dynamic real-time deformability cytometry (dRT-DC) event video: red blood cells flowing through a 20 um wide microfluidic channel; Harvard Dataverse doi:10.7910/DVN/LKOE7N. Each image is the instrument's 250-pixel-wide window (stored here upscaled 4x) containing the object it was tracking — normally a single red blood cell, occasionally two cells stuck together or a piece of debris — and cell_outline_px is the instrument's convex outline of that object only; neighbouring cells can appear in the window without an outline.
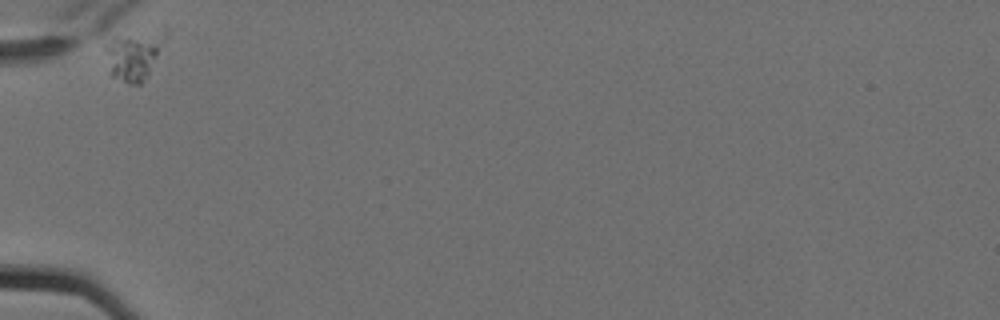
{"species": "Egyptian fruit bat (a non-hibernating species)", "species_latin": "Rousettus aegyptiacus", "temperature_condition": "cold", "stored_images_in_passage": 5, "camera_frame_rate_fps": 3000, "um_per_image_px": 0.085, "animal": {"sex": "female"}, "frame": {"image": 1, "passage_image": 1, "time_ms": 0.0, "image_size_px": [1000, 320], "cell_outline_px": [[168, 36], [148, 76], [140, 84], [128, 84], [112, 76], [104, 48], [116, 40], [164, 24], [168, 28]], "centroid_in_image_um": [11.56, 4.63], "position_along_channel_um": 73.4, "area_um2": 17.17}}
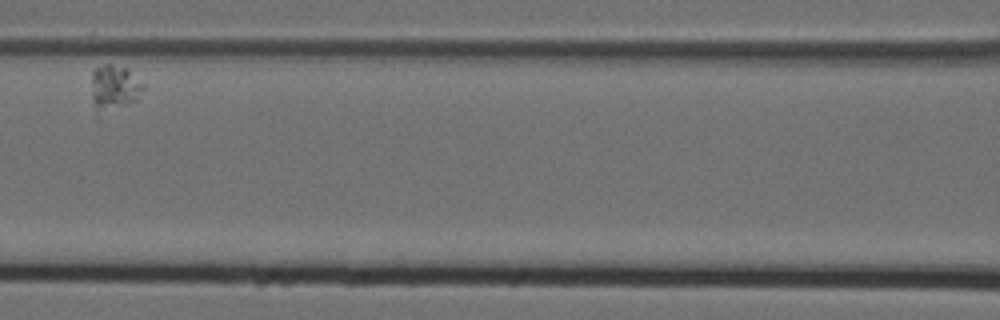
{"frame": {"image": 2, "passage_image": 3, "time_ms": 0.667, "image_size_px": [1000, 320], "cell_outline_px": [[144, 88], [136, 100], [128, 104], [96, 104], [92, 100], [92, 68], [104, 64], [112, 64], [128, 68], [144, 84]], "centroid_in_image_um": [9.77, 7.24], "position_along_channel_um": 156.8, "area_um2": 12.48}}
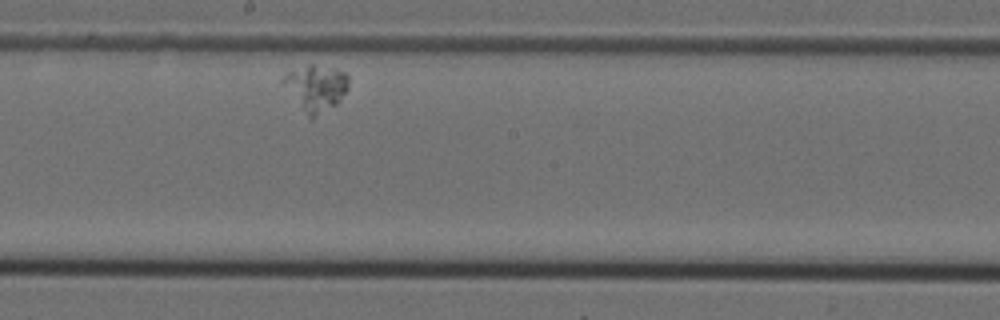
{"frame": {"image": 3, "passage_image": 5, "time_ms": 1.333, "image_size_px": [1000, 320], "cell_outline_px": [[348, 88], [336, 104], [312, 120], [308, 116], [280, 80], [288, 72], [308, 64], [312, 64], [344, 72], [348, 76]], "centroid_in_image_um": [26.85, 7.47], "position_along_channel_um": 221.3, "area_um2": 17.05}}